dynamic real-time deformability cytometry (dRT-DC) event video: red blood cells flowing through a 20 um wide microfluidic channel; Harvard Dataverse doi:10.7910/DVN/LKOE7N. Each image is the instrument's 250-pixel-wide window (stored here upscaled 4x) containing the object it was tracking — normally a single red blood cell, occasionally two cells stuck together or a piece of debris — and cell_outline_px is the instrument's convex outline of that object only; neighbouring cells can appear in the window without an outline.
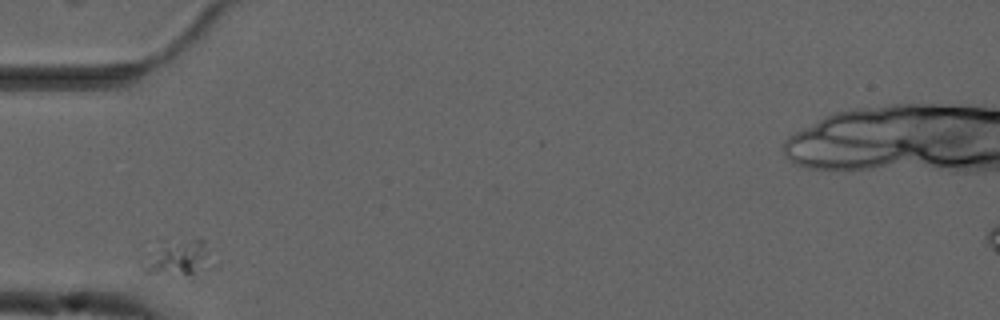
{"species": "common noctule bat (a hibernating species)", "species_latin": "Nyctalus noctula", "temperature_condition": "cold", "stored_images_in_passage": 30, "camera_frame_rate_fps": 3000, "um_per_image_px": 0.085, "animal": {"sex": "male", "forearm_length_mm": 52.5}, "frame": {"image": 1, "passage_image": 1, "time_ms": 0.0, "image_size_px": [1000, 320], "cell_outline_px": [[204, 244], [200, 268], [192, 280], [188, 280], [144, 272], [140, 268], [140, 264], [164, 240], [204, 240]], "centroid_in_image_um": [14.9, 22.03], "position_along_channel_um": 70.1, "area_um2": 13.81}}
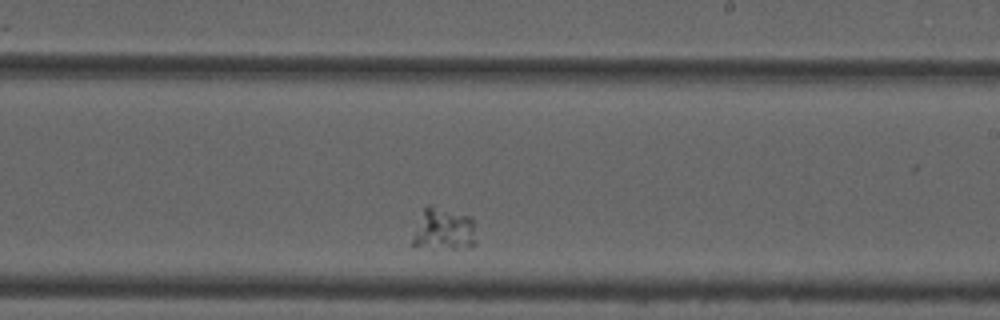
{"frame": {"image": 2, "passage_image": 18, "time_ms": 5.667, "image_size_px": [1000, 320], "cell_outline_px": [[476, 244], [472, 248], [412, 248], [412, 240], [424, 208], [428, 204], [472, 216], [476, 240]], "centroid_in_image_um": [37.74, 19.52], "position_along_channel_um": 251.3, "area_um2": 15.9}}
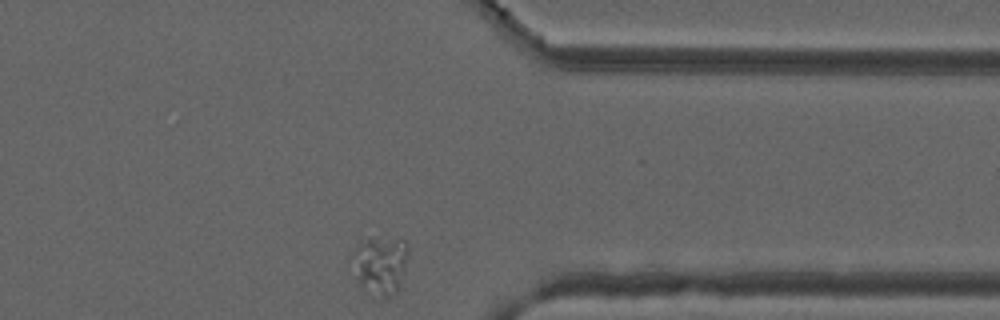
{"frame": {"image": 3, "passage_image": 30, "time_ms": 9.667, "image_size_px": [1000, 320], "cell_outline_px": [[408, 252], [400, 280], [396, 292], [392, 296], [384, 296], [360, 288], [348, 264], [348, 256], [360, 236], [376, 236], [404, 240], [408, 244]], "centroid_in_image_um": [32.17, 22.41], "position_along_channel_um": 379.2, "area_um2": 20.06}}